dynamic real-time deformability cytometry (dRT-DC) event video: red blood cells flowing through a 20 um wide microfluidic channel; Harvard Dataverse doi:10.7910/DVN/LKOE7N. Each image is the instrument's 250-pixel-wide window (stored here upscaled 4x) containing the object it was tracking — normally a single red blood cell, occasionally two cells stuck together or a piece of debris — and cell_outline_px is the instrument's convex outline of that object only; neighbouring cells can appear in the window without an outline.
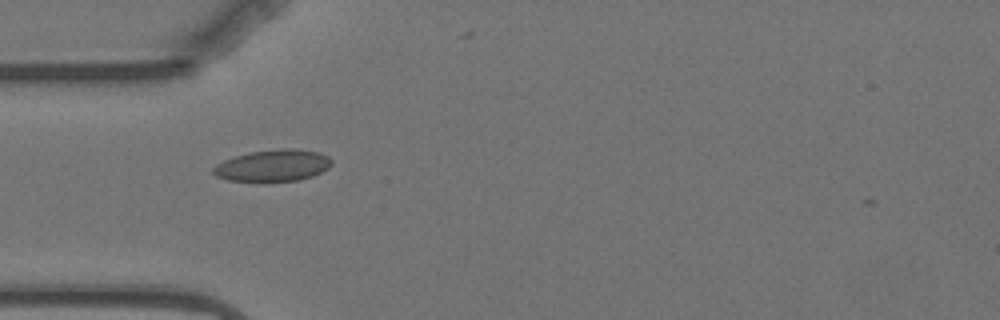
{"species": "Egyptian fruit bat (a non-hibernating species)", "species_latin": "Rousettus aegyptiacus", "temperature_condition": "warm", "stored_images_in_passage": 2, "camera_frame_rate_fps": 3000, "um_per_image_px": 0.085, "animal": {"sex": "female"}, "frame": {"image": 1, "passage_image": 1, "time_ms": 0.0, "image_size_px": [1000, 320], "cell_outline_px": [[332, 164], [328, 168], [312, 176], [300, 180], [228, 180], [216, 176], [212, 172], [212, 168], [216, 164], [224, 160], [236, 156], [252, 152], [280, 148], [292, 148], [320, 152], [328, 156], [332, 160]], "centroid_in_image_um": [23.23, 14.05], "position_along_channel_um": 61.8, "area_um2": 21.56}}
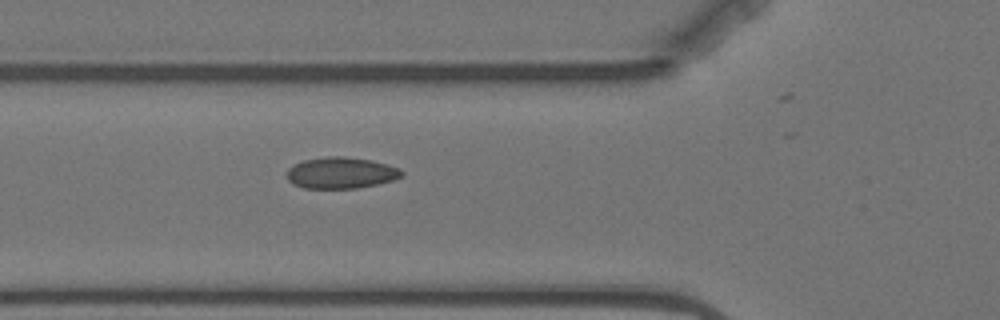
{"frame": {"image": 2, "passage_image": 2, "time_ms": 1.0, "image_size_px": [1000, 320], "cell_outline_px": [[404, 176], [392, 180], [376, 184], [356, 188], [304, 188], [292, 184], [288, 180], [288, 168], [304, 160], [328, 156], [344, 156], [372, 160], [388, 164], [400, 168], [404, 172]], "centroid_in_image_um": [29.02, 14.69], "position_along_channel_um": 96.8, "area_um2": 20.98}}